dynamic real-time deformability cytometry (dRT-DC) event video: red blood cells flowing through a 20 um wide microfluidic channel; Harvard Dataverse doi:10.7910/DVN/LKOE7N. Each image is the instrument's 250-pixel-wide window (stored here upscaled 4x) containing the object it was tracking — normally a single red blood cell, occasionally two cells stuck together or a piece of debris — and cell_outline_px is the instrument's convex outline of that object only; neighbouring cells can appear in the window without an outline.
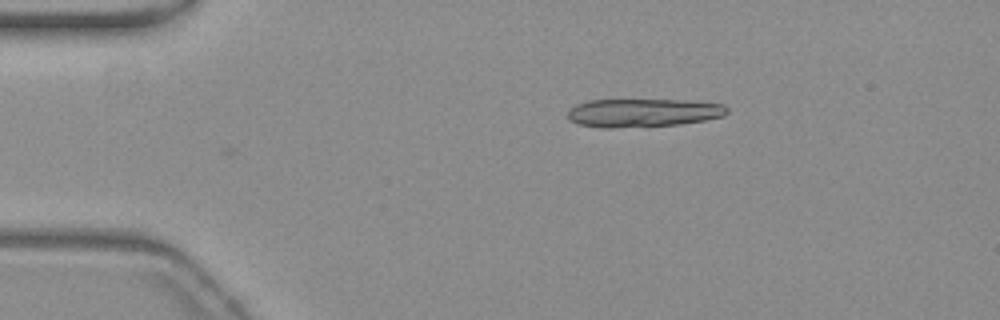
{"species": "common noctule bat (a hibernating species)", "species_latin": "Nyctalus noctula", "temperature_condition": "warm", "stored_images_in_passage": 4, "camera_frame_rate_fps": 3000, "um_per_image_px": 0.085, "animal": {"sex": "female", "body_mass_g": 19.3, "forearm_length_mm": 54.1}, "frame": {"image": 1, "passage_image": 4, "time_ms": 1.0, "image_size_px": [1000, 320], "cell_outline_px": [[728, 112], [724, 116], [704, 120], [680, 124], [612, 128], [600, 128], [580, 124], [572, 120], [568, 116], [568, 112], [576, 104], [588, 100], [672, 100], [724, 104], [728, 108]], "centroid_in_image_um": [54.66, 9.59], "position_along_channel_um": 30.3, "area_um2": 26.01}}